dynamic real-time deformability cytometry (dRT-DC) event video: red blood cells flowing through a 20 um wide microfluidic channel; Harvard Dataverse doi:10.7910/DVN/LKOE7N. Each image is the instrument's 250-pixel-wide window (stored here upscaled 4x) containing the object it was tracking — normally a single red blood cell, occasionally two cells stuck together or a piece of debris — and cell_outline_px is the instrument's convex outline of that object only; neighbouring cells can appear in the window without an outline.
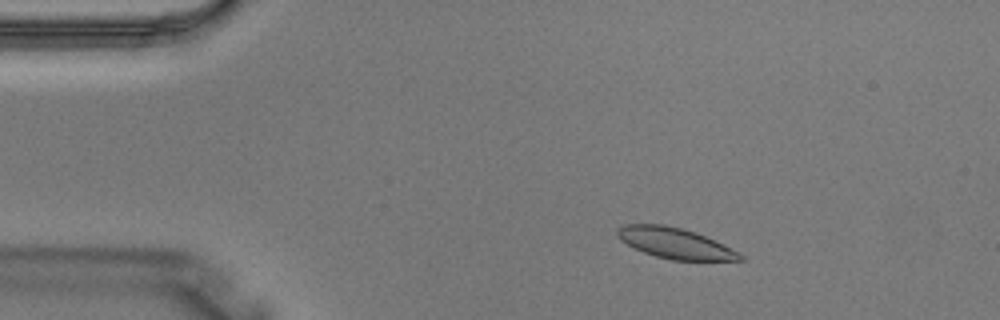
{"species": "Egyptian fruit bat (a non-hibernating species)", "species_latin": "Rousettus aegyptiacus", "temperature_condition": "warm", "stored_images_in_passage": 3, "camera_frame_rate_fps": 3000, "um_per_image_px": 0.085, "animal": {"sex": "male"}, "frame": {"image": 1, "passage_image": 2, "time_ms": 0.333, "image_size_px": [1000, 320], "cell_outline_px": [[744, 260], [672, 260], [656, 256], [644, 252], [620, 240], [616, 236], [616, 228], [624, 224], [664, 224], [696, 232], [740, 252], [744, 256]], "centroid_in_image_um": [57.36, 20.66], "position_along_channel_um": 27.6, "area_um2": 21.85}}